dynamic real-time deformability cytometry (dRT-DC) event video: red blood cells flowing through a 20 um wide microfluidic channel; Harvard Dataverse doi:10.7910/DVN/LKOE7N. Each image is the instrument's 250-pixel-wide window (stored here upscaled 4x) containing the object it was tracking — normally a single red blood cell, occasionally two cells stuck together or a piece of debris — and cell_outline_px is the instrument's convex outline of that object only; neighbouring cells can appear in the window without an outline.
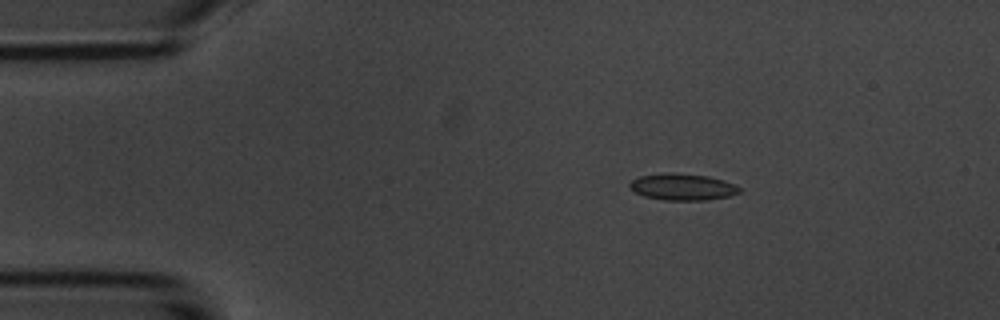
{"species": "common noctule bat (a hibernating species)", "species_latin": "Nyctalus noctula", "temperature_condition": "room temperature", "stored_images_in_passage": 6, "camera_frame_rate_fps": 3000, "um_per_image_px": 0.085, "animal": {"sex": "male", "body_mass_g": 20.1, "forearm_length_mm": 53.5}, "frame": {"image": 1, "passage_image": 3, "time_ms": 2.333, "image_size_px": [1000, 320], "cell_outline_px": [[740, 192], [728, 196], [704, 200], [664, 200], [644, 196], [628, 188], [628, 184], [632, 180], [640, 176], [668, 172], [708, 176], [724, 180], [740, 188]], "centroid_in_image_um": [57.97, 15.88], "position_along_channel_um": 27.0, "area_um2": 16.88}}
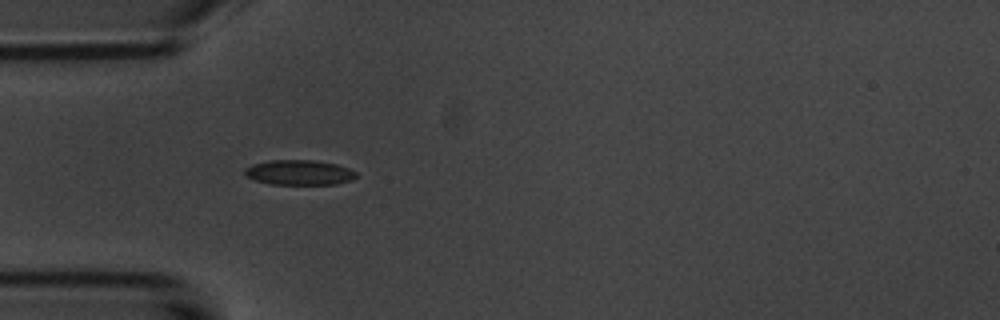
{"frame": {"image": 2, "passage_image": 5, "time_ms": 4.667, "image_size_px": [1000, 320], "cell_outline_px": [[356, 176], [352, 180], [336, 184], [268, 184], [244, 176], [244, 168], [252, 164], [268, 160], [312, 160], [336, 164], [348, 168], [356, 172]], "centroid_in_image_um": [25.39, 14.66], "position_along_channel_um": 59.6, "area_um2": 16.3}}
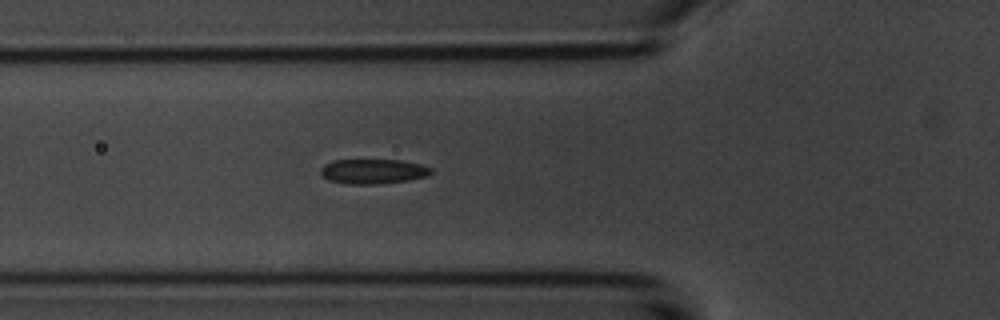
{"frame": {"image": 3, "passage_image": 6, "time_ms": 5.667, "image_size_px": [1000, 320], "cell_outline_px": [[432, 172], [428, 176], [408, 180], [376, 184], [348, 184], [328, 180], [320, 172], [320, 168], [324, 164], [332, 160], [400, 160], [420, 164], [432, 168]], "centroid_in_image_um": [31.7, 14.56], "position_along_channel_um": 94.1, "area_um2": 15.95}}